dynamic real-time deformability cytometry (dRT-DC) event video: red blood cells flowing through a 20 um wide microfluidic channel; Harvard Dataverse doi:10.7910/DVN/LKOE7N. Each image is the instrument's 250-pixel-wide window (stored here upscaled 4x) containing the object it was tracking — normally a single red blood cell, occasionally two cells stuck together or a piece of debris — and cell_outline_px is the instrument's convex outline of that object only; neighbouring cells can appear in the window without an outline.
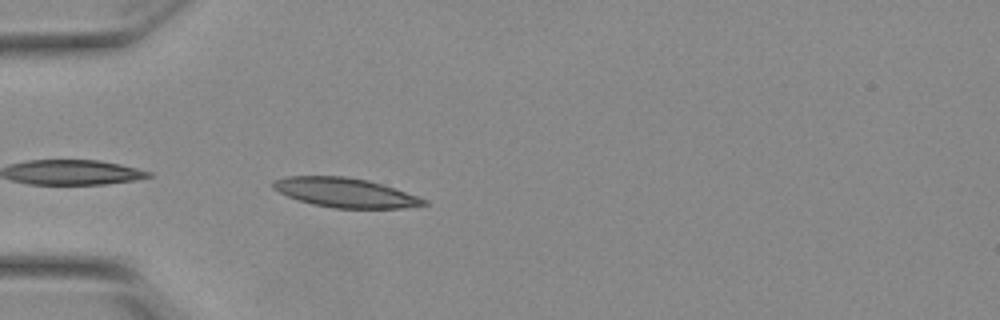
{"species": "Egyptian fruit bat (a non-hibernating species)", "species_latin": "Rousettus aegyptiacus", "temperature_condition": "warm", "stored_images_in_passage": 6, "camera_frame_rate_fps": 3000, "um_per_image_px": 0.085, "animal": {"sex": "female"}, "frame": {"image": 1, "passage_image": 2, "time_ms": 0.333, "image_size_px": [1000, 320], "cell_outline_px": [[428, 204], [400, 208], [332, 208], [312, 204], [296, 200], [272, 188], [272, 180], [288, 176], [344, 176], [368, 180], [428, 200]], "centroid_in_image_um": [29.27, 16.37], "position_along_channel_um": 55.7, "area_um2": 25.61}}